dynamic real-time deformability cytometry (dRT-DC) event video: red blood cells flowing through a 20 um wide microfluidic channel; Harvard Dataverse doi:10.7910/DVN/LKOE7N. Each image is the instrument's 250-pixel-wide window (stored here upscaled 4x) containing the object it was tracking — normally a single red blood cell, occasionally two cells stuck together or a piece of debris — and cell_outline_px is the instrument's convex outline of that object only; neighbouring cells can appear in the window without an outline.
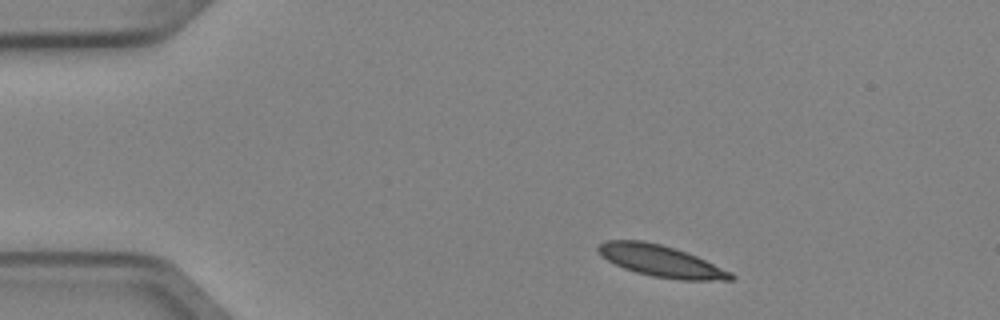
{"species": "Egyptian fruit bat (a non-hibernating species)", "species_latin": "Rousettus aegyptiacus", "temperature_condition": "cold", "stored_images_in_passage": 4, "camera_frame_rate_fps": 3000, "um_per_image_px": 0.085, "animal": {"sex": "female"}, "frame": {"image": 1, "passage_image": 1, "time_ms": 0.0, "image_size_px": [1000, 320], "cell_outline_px": [[736, 280], [680, 280], [652, 276], [636, 272], [624, 268], [600, 256], [596, 248], [604, 240], [644, 240], [676, 248], [696, 256], [732, 272], [736, 276]], "centroid_in_image_um": [56.18, 22.18], "position_along_channel_um": 28.8, "area_um2": 24.45}}
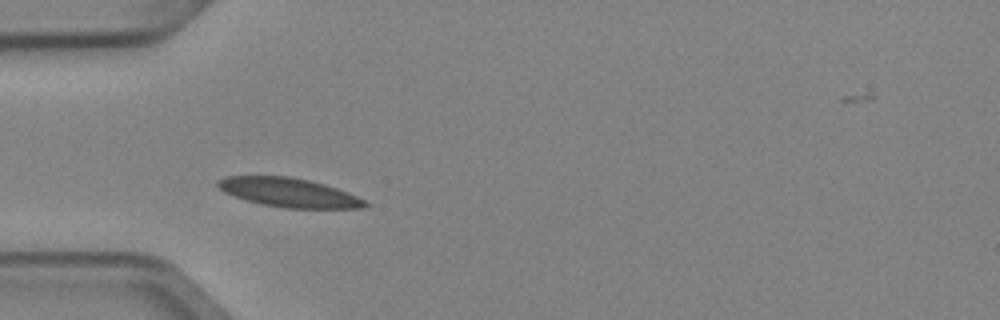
{"frame": {"image": 2, "passage_image": 3, "time_ms": 0.667, "image_size_px": [1000, 320], "cell_outline_px": [[368, 204], [364, 208], [284, 208], [260, 204], [224, 192], [216, 184], [216, 180], [224, 176], [288, 176], [308, 180], [324, 184], [348, 192], [364, 200]], "centroid_in_image_um": [24.53, 16.36], "position_along_channel_um": 60.5, "area_um2": 24.74}}
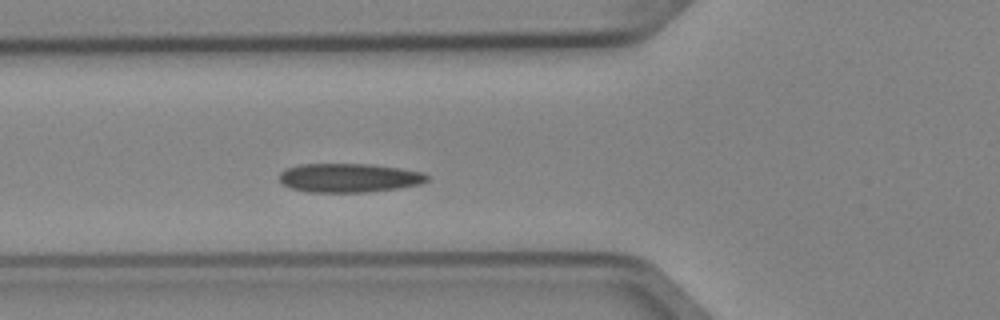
{"frame": {"image": 3, "passage_image": 4, "time_ms": 1.0, "image_size_px": [1000, 320], "cell_outline_px": [[428, 180], [420, 184], [400, 188], [368, 192], [304, 192], [292, 188], [284, 184], [280, 180], [280, 172], [288, 168], [300, 164], [368, 164], [400, 168], [420, 172], [428, 176]], "centroid_in_image_um": [29.67, 15.12], "position_along_channel_um": 96.1, "area_um2": 24.8}}